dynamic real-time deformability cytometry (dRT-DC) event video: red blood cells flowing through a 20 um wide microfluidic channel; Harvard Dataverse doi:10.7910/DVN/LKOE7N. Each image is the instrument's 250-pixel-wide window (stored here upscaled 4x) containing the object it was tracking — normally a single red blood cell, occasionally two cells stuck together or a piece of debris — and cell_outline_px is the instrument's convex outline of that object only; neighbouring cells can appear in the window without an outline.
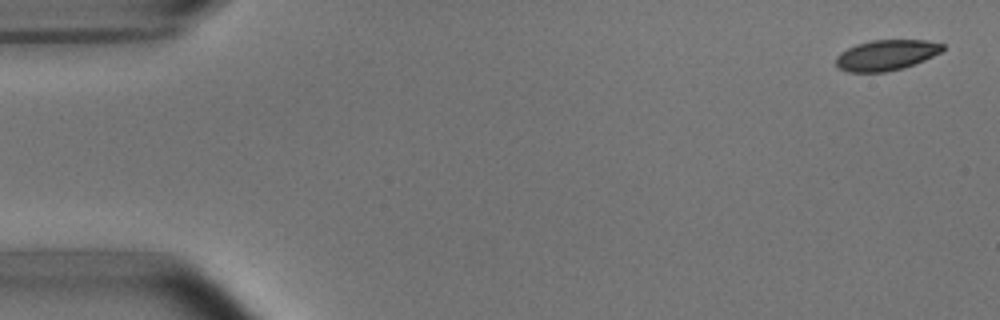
{"species": "common noctule bat (a hibernating species)", "species_latin": "Nyctalus noctula", "temperature_condition": "room temperature", "stored_images_in_passage": 5, "camera_frame_rate_fps": 3000, "um_per_image_px": 0.085, "animal": {"sex": "male", "body_mass_g": 15.6}, "frame": {"image": 1, "passage_image": 1, "time_ms": 0.0, "image_size_px": [1000, 320], "cell_outline_px": [[944, 48], [940, 52], [924, 60], [904, 68], [884, 72], [848, 72], [840, 68], [836, 64], [836, 56], [840, 52], [856, 44], [872, 40], [928, 40], [944, 44]], "centroid_in_image_um": [75.32, 4.68], "position_along_channel_um": 9.7, "area_um2": 18.96}}
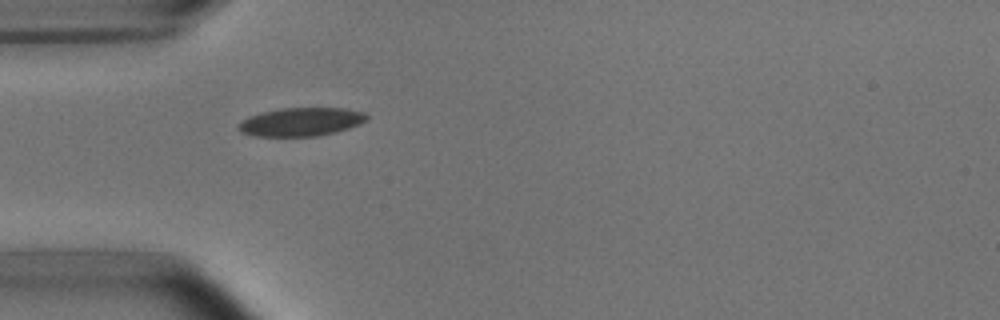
{"frame": {"image": 2, "passage_image": 5, "time_ms": 4.667, "image_size_px": [1000, 320], "cell_outline_px": [[368, 116], [364, 120], [348, 128], [336, 132], [316, 136], [252, 136], [240, 132], [236, 128], [236, 124], [248, 116], [280, 108], [344, 108], [364, 112]], "centroid_in_image_um": [25.5, 10.36], "position_along_channel_um": 59.5, "area_um2": 21.21}}